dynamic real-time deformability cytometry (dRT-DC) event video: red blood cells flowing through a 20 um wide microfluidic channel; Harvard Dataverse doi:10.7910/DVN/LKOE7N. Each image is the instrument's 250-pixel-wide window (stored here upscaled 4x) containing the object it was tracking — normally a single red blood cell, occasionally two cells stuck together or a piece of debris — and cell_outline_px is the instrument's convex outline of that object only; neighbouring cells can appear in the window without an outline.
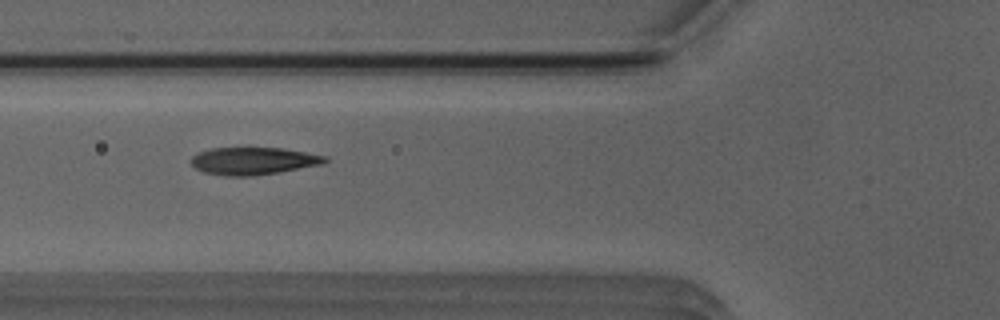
{"species": "Egyptian fruit bat (a non-hibernating species)", "species_latin": "Rousettus aegyptiacus", "temperature_condition": "room temperature", "stored_images_in_passage": 36, "camera_frame_rate_fps": 3000, "um_per_image_px": 0.085, "animal": {"sex": "male"}, "frame": {"image": 1, "passage_image": 8, "time_ms": 2.333, "image_size_px": [1000, 320], "cell_outline_px": [[328, 160], [324, 164], [252, 176], [228, 176], [204, 172], [196, 168], [188, 160], [192, 156], [200, 152], [212, 148], [280, 148], [328, 156]], "centroid_in_image_um": [21.53, 13.68], "position_along_channel_um": 104.3, "area_um2": 21.21}}
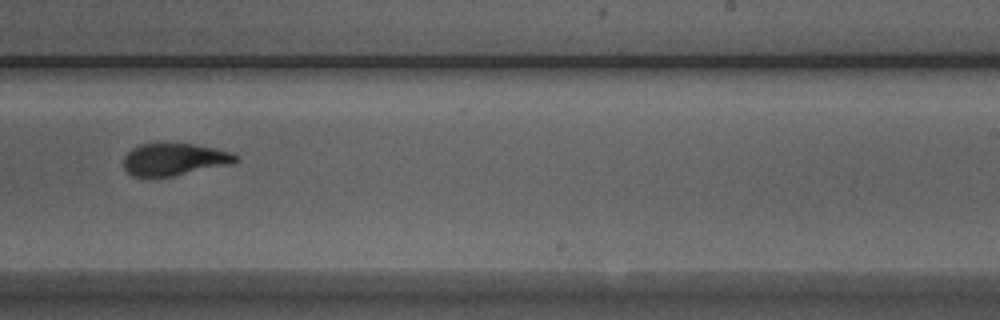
{"frame": {"image": 2, "passage_image": 21, "time_ms": 6.667, "image_size_px": [1000, 320], "cell_outline_px": [[240, 160], [228, 164], [172, 176], [132, 176], [124, 168], [124, 156], [132, 148], [140, 144], [192, 144], [232, 152], [240, 156]], "centroid_in_image_um": [14.81, 13.54], "position_along_channel_um": 274.2, "area_um2": 20.63}}
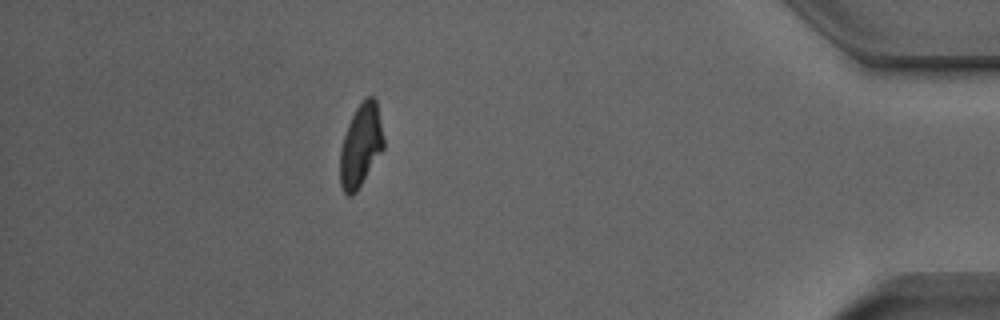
{"frame": {"image": 3, "passage_image": 35, "time_ms": 11.333, "image_size_px": [1000, 320], "cell_outline_px": [[384, 148], [356, 192], [348, 196], [344, 192], [340, 184], [340, 148], [348, 124], [356, 108], [368, 96], [372, 96], [376, 100], [384, 136]], "centroid_in_image_um": [30.67, 12.37], "position_along_channel_um": 404.5, "area_um2": 20.81}}